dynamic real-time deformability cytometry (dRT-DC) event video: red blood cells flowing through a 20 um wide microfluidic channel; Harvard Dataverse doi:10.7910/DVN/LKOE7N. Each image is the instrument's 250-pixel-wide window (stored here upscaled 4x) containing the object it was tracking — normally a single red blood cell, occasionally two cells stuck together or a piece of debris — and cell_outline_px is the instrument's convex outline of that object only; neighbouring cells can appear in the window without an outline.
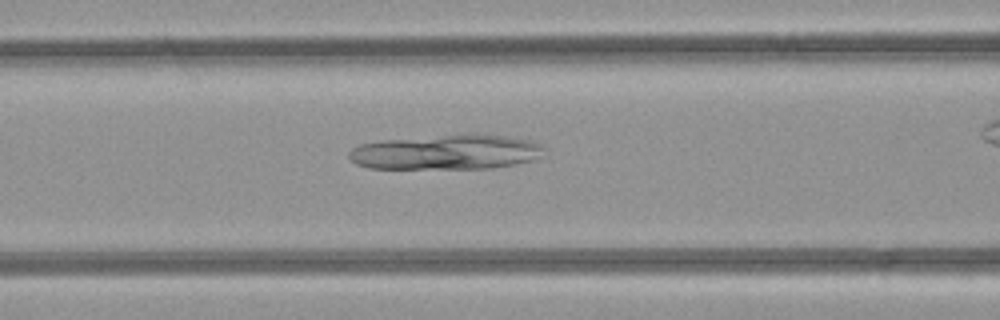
{"species": "common noctule bat (a hibernating species)", "species_latin": "Nyctalus noctula", "temperature_condition": "room temperature", "stored_images_in_passage": 30, "camera_frame_rate_fps": 3000, "um_per_image_px": 0.085, "animal": {"sex": "female", "body_mass_g": 21.9}, "frame": {"image": 1, "passage_image": 11, "time_ms": 3.333, "image_size_px": [1000, 320], "cell_outline_px": [[544, 148], [532, 160], [516, 164], [492, 168], [368, 168], [356, 164], [348, 156], [348, 152], [352, 148], [360, 144], [384, 140], [444, 136], [508, 136], [532, 140], [540, 144]], "centroid_in_image_um": [37.89, 12.96], "position_along_channel_um": 128.7, "area_um2": 38.55}}
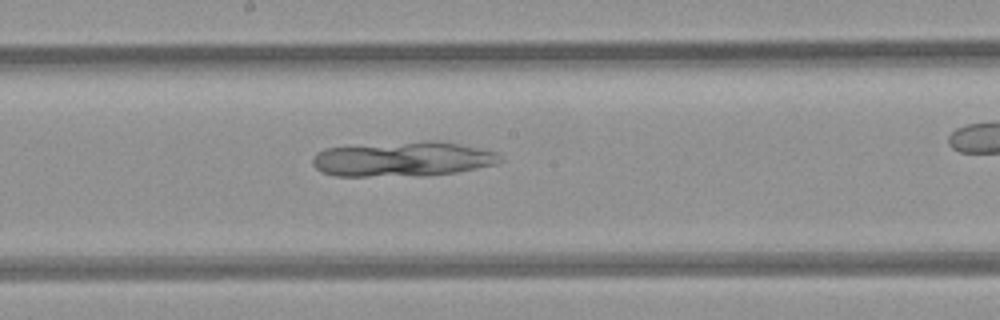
{"frame": {"image": 2, "passage_image": 17, "time_ms": 5.333, "image_size_px": [1000, 320], "cell_outline_px": [[504, 160], [496, 164], [456, 172], [424, 176], [336, 176], [320, 172], [312, 164], [312, 160], [316, 152], [324, 148], [424, 140], [440, 140], [500, 152]], "centroid_in_image_um": [34.27, 13.52], "position_along_channel_um": 213.9, "area_um2": 38.67}}
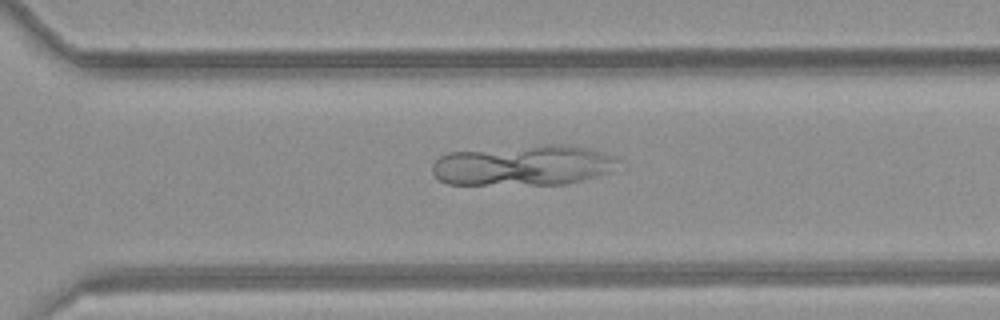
{"frame": {"image": 3, "passage_image": 25, "time_ms": 8.0, "image_size_px": [1000, 320], "cell_outline_px": [[620, 160], [612, 172], [584, 180], [568, 184], [448, 184], [440, 180], [432, 172], [432, 164], [440, 156], [448, 152], [544, 144], [564, 144], [588, 148], [612, 156]], "centroid_in_image_um": [44.49, 14.05], "position_along_channel_um": 326.1, "area_um2": 44.04}}